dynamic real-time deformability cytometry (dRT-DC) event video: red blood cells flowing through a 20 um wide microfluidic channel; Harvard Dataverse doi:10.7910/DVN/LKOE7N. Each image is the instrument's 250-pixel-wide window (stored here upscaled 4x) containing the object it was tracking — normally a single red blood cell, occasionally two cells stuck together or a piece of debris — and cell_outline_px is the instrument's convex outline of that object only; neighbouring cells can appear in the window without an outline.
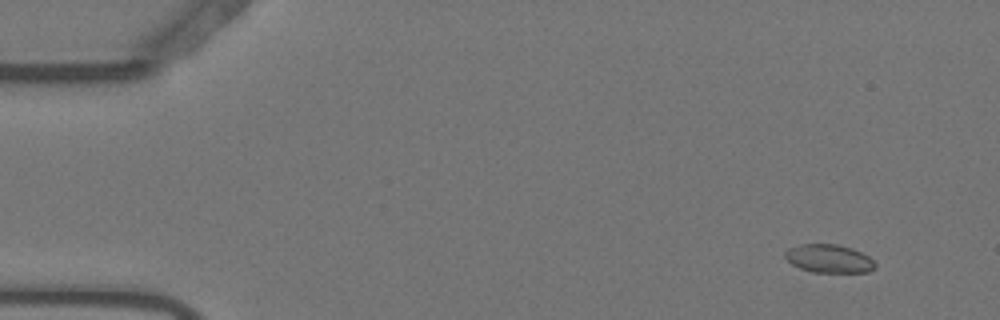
{"species": "Egyptian fruit bat (a non-hibernating species)", "species_latin": "Rousettus aegyptiacus", "temperature_condition": "warm", "stored_images_in_passage": 9, "camera_frame_rate_fps": 3000, "um_per_image_px": 0.085, "animal": {"sex": "female"}, "frame": {"image": 1, "passage_image": 5, "time_ms": 1.333, "image_size_px": [1000, 320], "cell_outline_px": [[876, 268], [868, 272], [812, 272], [800, 268], [792, 264], [784, 256], [784, 252], [788, 248], [800, 244], [836, 244], [852, 248], [868, 256], [876, 264]], "centroid_in_image_um": [70.45, 21.98], "position_along_channel_um": 14.5, "area_um2": 14.85}}